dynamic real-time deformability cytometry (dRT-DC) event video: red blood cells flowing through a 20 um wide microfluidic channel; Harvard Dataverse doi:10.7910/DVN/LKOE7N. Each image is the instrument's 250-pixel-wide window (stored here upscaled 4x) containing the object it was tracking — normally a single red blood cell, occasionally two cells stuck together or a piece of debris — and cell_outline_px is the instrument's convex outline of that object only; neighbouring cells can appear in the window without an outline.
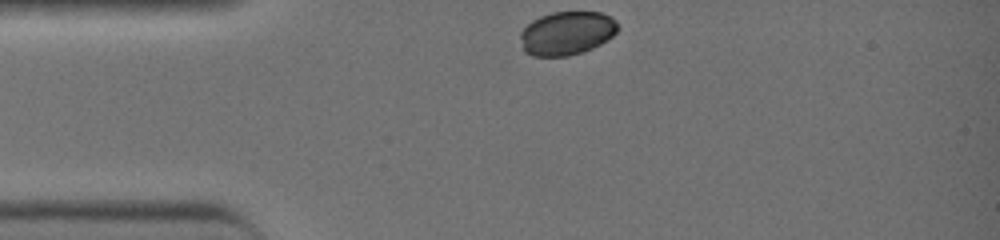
{"species": "common noctule bat (a hibernating species)", "species_latin": "Nyctalus noctula", "temperature_condition": "warm", "stored_images_in_passage": 28, "camera_frame_rate_fps": 3000, "um_per_image_px": 0.085, "animal": {"sex": "female", "body_mass_g": 19.0, "forearm_length_mm": 51.5}, "frame": {"image": 1, "passage_image": 1, "time_ms": 0.0, "image_size_px": [1000, 240], "cell_outline_px": [[616, 32], [612, 36], [600, 44], [592, 48], [568, 56], [532, 56], [524, 52], [520, 36], [520, 32], [532, 20], [540, 16], [552, 12], [600, 12], [612, 16], [616, 20]], "centroid_in_image_um": [48.15, 2.81], "position_along_channel_um": 36.8, "area_um2": 24.68}}
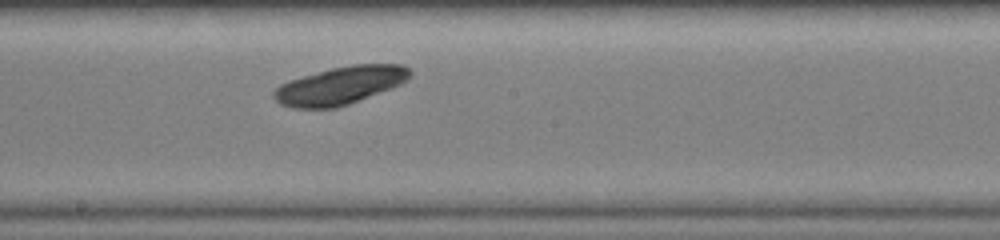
{"frame": {"image": 2, "passage_image": 15, "time_ms": 4.667, "image_size_px": [1000, 240], "cell_outline_px": [[412, 76], [408, 80], [392, 88], [348, 104], [332, 108], [300, 108], [284, 104], [276, 100], [272, 96], [272, 92], [280, 84], [288, 80], [332, 68], [352, 64], [404, 64], [412, 68]], "centroid_in_image_um": [28.98, 7.24], "position_along_channel_um": 219.2, "area_um2": 29.94}}
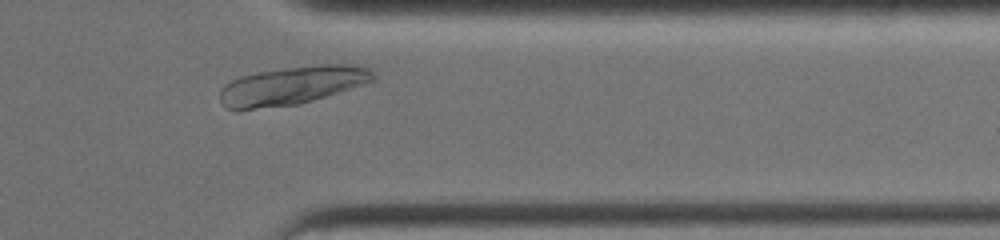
{"frame": {"image": 3, "passage_image": 26, "time_ms": 8.333, "image_size_px": [1000, 240], "cell_outline_px": [[376, 80], [324, 96], [296, 104], [252, 108], [228, 108], [220, 100], [220, 92], [224, 84], [240, 76], [260, 72], [284, 68], [320, 64], [352, 64], [372, 68], [376, 76]], "centroid_in_image_um": [24.89, 7.22], "position_along_channel_um": 386.5, "area_um2": 33.52}}